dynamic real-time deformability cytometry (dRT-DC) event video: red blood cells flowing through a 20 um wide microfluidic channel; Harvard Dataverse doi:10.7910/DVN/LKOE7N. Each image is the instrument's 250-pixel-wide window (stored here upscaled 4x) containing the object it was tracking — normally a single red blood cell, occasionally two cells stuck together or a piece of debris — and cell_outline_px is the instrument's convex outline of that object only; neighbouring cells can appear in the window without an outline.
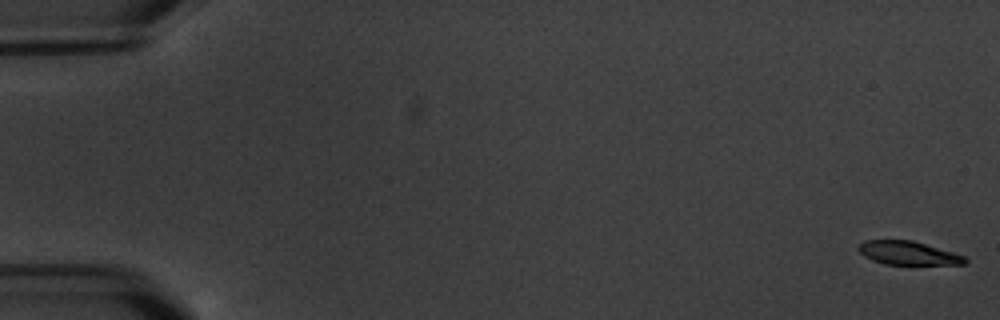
{"species": "common noctule bat (a hibernating species)", "species_latin": "Nyctalus noctula", "temperature_condition": "warm", "stored_images_in_passage": 6, "camera_frame_rate_fps": 3000, "um_per_image_px": 0.085, "animal": {"sex": "male", "body_mass_g": 20.1, "forearm_length_mm": 53.5}, "frame": {"image": 1, "passage_image": 1, "time_ms": 0.0, "image_size_px": [1000, 320], "cell_outline_px": [[968, 260], [964, 264], [884, 264], [872, 260], [864, 256], [856, 248], [864, 240], [912, 240], [952, 252], [964, 256]], "centroid_in_image_um": [77.15, 21.5], "position_along_channel_um": 7.9, "area_um2": 14.45}}
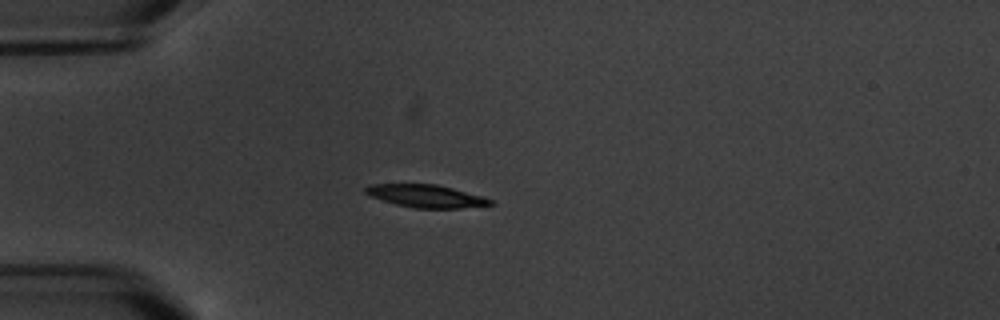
{"frame": {"image": 2, "passage_image": 5, "time_ms": 5.333, "image_size_px": [1000, 320], "cell_outline_px": [[496, 204], [460, 208], [412, 208], [396, 204], [372, 196], [364, 192], [364, 188], [368, 184], [436, 184], [484, 196], [492, 200]], "centroid_in_image_um": [36.24, 16.66], "position_along_channel_um": 48.8, "area_um2": 16.47}}